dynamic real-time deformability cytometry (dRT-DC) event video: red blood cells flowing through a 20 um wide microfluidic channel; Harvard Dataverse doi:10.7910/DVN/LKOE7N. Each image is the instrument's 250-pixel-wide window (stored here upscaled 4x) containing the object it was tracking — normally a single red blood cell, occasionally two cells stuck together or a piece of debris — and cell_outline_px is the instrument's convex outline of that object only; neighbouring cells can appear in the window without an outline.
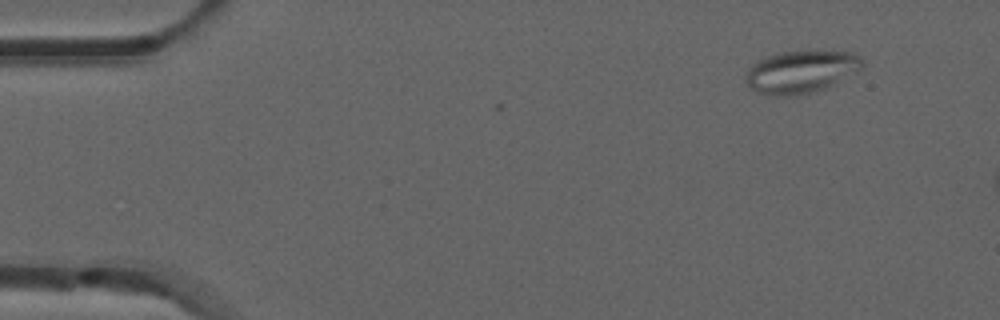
{"species": "common noctule bat (a hibernating species)", "species_latin": "Nyctalus noctula", "temperature_condition": "room temperature", "stored_images_in_passage": 5, "camera_frame_rate_fps": 3000, "um_per_image_px": 0.085, "animal": {"sex": "male", "forearm_length_mm": 52.5}, "frame": {"image": 1, "passage_image": 1, "time_ms": 0.0, "image_size_px": [1000, 320], "cell_outline_px": [[864, 64], [860, 68], [832, 84], [824, 88], [792, 96], [776, 96], [756, 92], [748, 88], [744, 80], [744, 76], [748, 68], [752, 64], [768, 56], [780, 52], [816, 48], [852, 52], [860, 56], [864, 60]], "centroid_in_image_um": [68.05, 6.05], "position_along_channel_um": 17.0, "area_um2": 29.42}}